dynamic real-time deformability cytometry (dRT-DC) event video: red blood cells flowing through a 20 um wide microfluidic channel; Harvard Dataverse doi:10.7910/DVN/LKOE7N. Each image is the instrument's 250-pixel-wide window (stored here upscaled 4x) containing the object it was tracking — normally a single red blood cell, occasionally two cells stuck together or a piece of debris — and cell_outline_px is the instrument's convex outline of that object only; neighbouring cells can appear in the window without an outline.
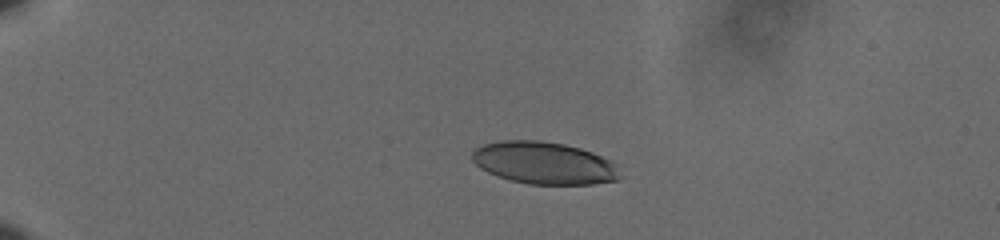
{"species": "human", "species_latin": "Homo sapiens", "temperature_condition": "cold", "stored_images_in_passage": 45, "camera_frame_rate_fps": 3000, "um_per_image_px": 0.085, "donor": {"sex": "male"}, "frame": {"image": 1, "passage_image": 1, "time_ms": 0.0, "image_size_px": [1000, 240], "cell_outline_px": [[624, 176], [620, 180], [592, 184], [528, 184], [496, 176], [480, 168], [472, 160], [472, 152], [476, 148], [484, 144], [500, 140], [540, 140], [564, 144], [580, 148], [592, 152], [612, 160], [620, 164]], "centroid_in_image_um": [46.34, 13.86], "position_along_channel_um": 38.7, "area_um2": 37.05}}
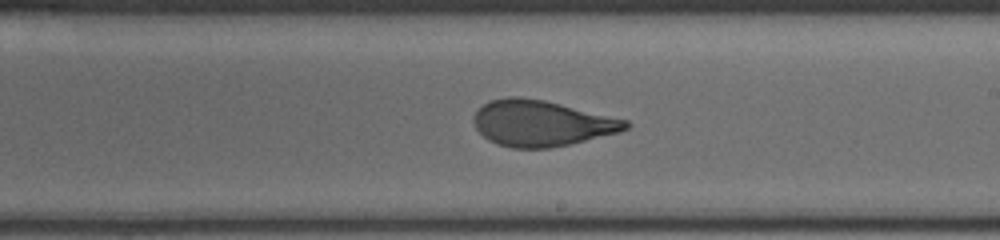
{"frame": {"image": 2, "passage_image": 24, "time_ms": 7.667, "image_size_px": [1000, 240], "cell_outline_px": [[632, 124], [628, 128], [620, 132], [568, 144], [548, 148], [512, 148], [496, 144], [488, 140], [476, 128], [472, 120], [472, 116], [484, 104], [492, 100], [508, 96], [520, 96], [544, 100], [628, 120]], "centroid_in_image_um": [46.01, 10.47], "position_along_channel_um": 243.0, "area_um2": 40.52}}
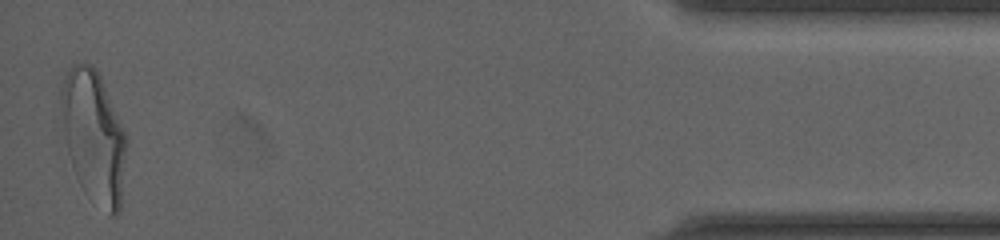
{"frame": {"image": 3, "passage_image": 45, "time_ms": 14.667, "image_size_px": [1000, 240], "cell_outline_px": [[128, 140], [120, 212], [116, 216], [108, 216], [84, 192], [76, 176], [68, 152], [64, 132], [60, 100], [60, 88], [72, 64], [92, 64], [96, 68], [100, 76]], "centroid_in_image_um": [7.99, 11.66], "position_along_channel_um": 427.2, "area_um2": 50.11}, "authors_computed_cell_mechanics": {"area_um2": 41.1536, "velocity_mm_per_s": 3.5932, "shape_relaxation_time_tau1_ms": 6.1084, "shape_relaxation_time_tau2_ms": 0.8741, "deformation_change_tau1": 0.2325, "deformation_change_tau2": 0.0848}}